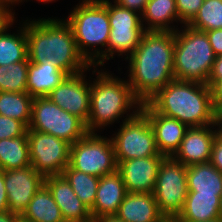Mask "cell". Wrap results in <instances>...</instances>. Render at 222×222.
Masks as SVG:
<instances>
[{"label":"cell","mask_w":222,"mask_h":222,"mask_svg":"<svg viewBox=\"0 0 222 222\" xmlns=\"http://www.w3.org/2000/svg\"><path fill=\"white\" fill-rule=\"evenodd\" d=\"M175 31H144L139 45L125 60L129 62L127 82L143 104L174 78Z\"/></svg>","instance_id":"1"},{"label":"cell","mask_w":222,"mask_h":222,"mask_svg":"<svg viewBox=\"0 0 222 222\" xmlns=\"http://www.w3.org/2000/svg\"><path fill=\"white\" fill-rule=\"evenodd\" d=\"M30 20L25 21L30 62L54 64L68 75L93 68L79 53L72 29L65 20L56 18Z\"/></svg>","instance_id":"2"},{"label":"cell","mask_w":222,"mask_h":222,"mask_svg":"<svg viewBox=\"0 0 222 222\" xmlns=\"http://www.w3.org/2000/svg\"><path fill=\"white\" fill-rule=\"evenodd\" d=\"M146 103L155 112L188 127L216 124V110L207 84L173 79Z\"/></svg>","instance_id":"3"},{"label":"cell","mask_w":222,"mask_h":222,"mask_svg":"<svg viewBox=\"0 0 222 222\" xmlns=\"http://www.w3.org/2000/svg\"><path fill=\"white\" fill-rule=\"evenodd\" d=\"M93 67L92 74L97 77L91 83L90 115L86 124L88 133H97L99 129L112 125L122 116V121L131 119L141 110L142 105L134 96L127 80L112 76L114 74L105 70H98L96 66Z\"/></svg>","instance_id":"4"},{"label":"cell","mask_w":222,"mask_h":222,"mask_svg":"<svg viewBox=\"0 0 222 222\" xmlns=\"http://www.w3.org/2000/svg\"><path fill=\"white\" fill-rule=\"evenodd\" d=\"M79 3L65 21L72 29L79 53L90 65L101 67L107 60L110 36L108 0H81Z\"/></svg>","instance_id":"5"},{"label":"cell","mask_w":222,"mask_h":222,"mask_svg":"<svg viewBox=\"0 0 222 222\" xmlns=\"http://www.w3.org/2000/svg\"><path fill=\"white\" fill-rule=\"evenodd\" d=\"M182 27L175 31L174 78L207 84L216 56L206 32L188 25Z\"/></svg>","instance_id":"6"},{"label":"cell","mask_w":222,"mask_h":222,"mask_svg":"<svg viewBox=\"0 0 222 222\" xmlns=\"http://www.w3.org/2000/svg\"><path fill=\"white\" fill-rule=\"evenodd\" d=\"M28 128L56 136L70 144H74L88 133L86 124L80 118L61 109L48 97L33 99Z\"/></svg>","instance_id":"7"},{"label":"cell","mask_w":222,"mask_h":222,"mask_svg":"<svg viewBox=\"0 0 222 222\" xmlns=\"http://www.w3.org/2000/svg\"><path fill=\"white\" fill-rule=\"evenodd\" d=\"M69 166L99 178L115 172L117 162L111 138L87 133L70 145Z\"/></svg>","instance_id":"8"},{"label":"cell","mask_w":222,"mask_h":222,"mask_svg":"<svg viewBox=\"0 0 222 222\" xmlns=\"http://www.w3.org/2000/svg\"><path fill=\"white\" fill-rule=\"evenodd\" d=\"M152 194L164 217H177L188 194L187 167L172 157H165L159 166Z\"/></svg>","instance_id":"9"},{"label":"cell","mask_w":222,"mask_h":222,"mask_svg":"<svg viewBox=\"0 0 222 222\" xmlns=\"http://www.w3.org/2000/svg\"><path fill=\"white\" fill-rule=\"evenodd\" d=\"M111 138L116 162L133 158L163 156L159 153L148 118L139 111L129 120L122 121Z\"/></svg>","instance_id":"10"},{"label":"cell","mask_w":222,"mask_h":222,"mask_svg":"<svg viewBox=\"0 0 222 222\" xmlns=\"http://www.w3.org/2000/svg\"><path fill=\"white\" fill-rule=\"evenodd\" d=\"M27 134L31 166L44 177L62 175L69 165L71 144L29 128Z\"/></svg>","instance_id":"11"},{"label":"cell","mask_w":222,"mask_h":222,"mask_svg":"<svg viewBox=\"0 0 222 222\" xmlns=\"http://www.w3.org/2000/svg\"><path fill=\"white\" fill-rule=\"evenodd\" d=\"M8 212L22 217L36 192L45 185V177L32 166L4 171Z\"/></svg>","instance_id":"12"},{"label":"cell","mask_w":222,"mask_h":222,"mask_svg":"<svg viewBox=\"0 0 222 222\" xmlns=\"http://www.w3.org/2000/svg\"><path fill=\"white\" fill-rule=\"evenodd\" d=\"M85 72L68 75L47 97L61 109L87 124L90 115L91 83L86 81Z\"/></svg>","instance_id":"13"},{"label":"cell","mask_w":222,"mask_h":222,"mask_svg":"<svg viewBox=\"0 0 222 222\" xmlns=\"http://www.w3.org/2000/svg\"><path fill=\"white\" fill-rule=\"evenodd\" d=\"M165 156L133 158L117 162L127 193H153L158 169Z\"/></svg>","instance_id":"14"},{"label":"cell","mask_w":222,"mask_h":222,"mask_svg":"<svg viewBox=\"0 0 222 222\" xmlns=\"http://www.w3.org/2000/svg\"><path fill=\"white\" fill-rule=\"evenodd\" d=\"M216 127L217 124L189 127L172 158L186 167L210 162L213 143L220 133Z\"/></svg>","instance_id":"15"},{"label":"cell","mask_w":222,"mask_h":222,"mask_svg":"<svg viewBox=\"0 0 222 222\" xmlns=\"http://www.w3.org/2000/svg\"><path fill=\"white\" fill-rule=\"evenodd\" d=\"M140 111L152 126L159 153L165 157H172L189 127L175 118L155 112L147 103L141 105Z\"/></svg>","instance_id":"16"},{"label":"cell","mask_w":222,"mask_h":222,"mask_svg":"<svg viewBox=\"0 0 222 222\" xmlns=\"http://www.w3.org/2000/svg\"><path fill=\"white\" fill-rule=\"evenodd\" d=\"M45 185L52 193L65 222H93L90 209L76 196L63 175L45 177Z\"/></svg>","instance_id":"17"},{"label":"cell","mask_w":222,"mask_h":222,"mask_svg":"<svg viewBox=\"0 0 222 222\" xmlns=\"http://www.w3.org/2000/svg\"><path fill=\"white\" fill-rule=\"evenodd\" d=\"M126 194L125 184L117 170L100 177L94 205L90 209L92 219L116 215Z\"/></svg>","instance_id":"18"},{"label":"cell","mask_w":222,"mask_h":222,"mask_svg":"<svg viewBox=\"0 0 222 222\" xmlns=\"http://www.w3.org/2000/svg\"><path fill=\"white\" fill-rule=\"evenodd\" d=\"M115 216L123 222H161L164 218L152 193H127Z\"/></svg>","instance_id":"19"},{"label":"cell","mask_w":222,"mask_h":222,"mask_svg":"<svg viewBox=\"0 0 222 222\" xmlns=\"http://www.w3.org/2000/svg\"><path fill=\"white\" fill-rule=\"evenodd\" d=\"M68 74L50 63L29 62L27 92L33 97H47Z\"/></svg>","instance_id":"20"},{"label":"cell","mask_w":222,"mask_h":222,"mask_svg":"<svg viewBox=\"0 0 222 222\" xmlns=\"http://www.w3.org/2000/svg\"><path fill=\"white\" fill-rule=\"evenodd\" d=\"M141 19L145 31H176L178 28L172 24L179 22L176 0H149Z\"/></svg>","instance_id":"21"},{"label":"cell","mask_w":222,"mask_h":222,"mask_svg":"<svg viewBox=\"0 0 222 222\" xmlns=\"http://www.w3.org/2000/svg\"><path fill=\"white\" fill-rule=\"evenodd\" d=\"M221 195L188 192L184 207L177 217L181 221H208L220 218Z\"/></svg>","instance_id":"22"},{"label":"cell","mask_w":222,"mask_h":222,"mask_svg":"<svg viewBox=\"0 0 222 222\" xmlns=\"http://www.w3.org/2000/svg\"><path fill=\"white\" fill-rule=\"evenodd\" d=\"M188 192L222 194V173L210 162L187 167Z\"/></svg>","instance_id":"23"},{"label":"cell","mask_w":222,"mask_h":222,"mask_svg":"<svg viewBox=\"0 0 222 222\" xmlns=\"http://www.w3.org/2000/svg\"><path fill=\"white\" fill-rule=\"evenodd\" d=\"M22 217L32 222H65L46 185L36 192Z\"/></svg>","instance_id":"24"},{"label":"cell","mask_w":222,"mask_h":222,"mask_svg":"<svg viewBox=\"0 0 222 222\" xmlns=\"http://www.w3.org/2000/svg\"><path fill=\"white\" fill-rule=\"evenodd\" d=\"M15 18L0 31V66L24 61L28 57L25 22L16 34L8 33Z\"/></svg>","instance_id":"25"},{"label":"cell","mask_w":222,"mask_h":222,"mask_svg":"<svg viewBox=\"0 0 222 222\" xmlns=\"http://www.w3.org/2000/svg\"><path fill=\"white\" fill-rule=\"evenodd\" d=\"M31 166L27 132L16 138L0 140V170Z\"/></svg>","instance_id":"26"},{"label":"cell","mask_w":222,"mask_h":222,"mask_svg":"<svg viewBox=\"0 0 222 222\" xmlns=\"http://www.w3.org/2000/svg\"><path fill=\"white\" fill-rule=\"evenodd\" d=\"M144 28H110V36L107 44V60L115 56H126L127 59L139 45Z\"/></svg>","instance_id":"27"},{"label":"cell","mask_w":222,"mask_h":222,"mask_svg":"<svg viewBox=\"0 0 222 222\" xmlns=\"http://www.w3.org/2000/svg\"><path fill=\"white\" fill-rule=\"evenodd\" d=\"M33 99L28 92H0V115L17 119L29 127Z\"/></svg>","instance_id":"28"},{"label":"cell","mask_w":222,"mask_h":222,"mask_svg":"<svg viewBox=\"0 0 222 222\" xmlns=\"http://www.w3.org/2000/svg\"><path fill=\"white\" fill-rule=\"evenodd\" d=\"M70 183L76 196L91 209L94 205L100 178L75 169L69 165L62 174Z\"/></svg>","instance_id":"29"},{"label":"cell","mask_w":222,"mask_h":222,"mask_svg":"<svg viewBox=\"0 0 222 222\" xmlns=\"http://www.w3.org/2000/svg\"><path fill=\"white\" fill-rule=\"evenodd\" d=\"M28 57L21 62L0 66V92H27Z\"/></svg>","instance_id":"30"},{"label":"cell","mask_w":222,"mask_h":222,"mask_svg":"<svg viewBox=\"0 0 222 222\" xmlns=\"http://www.w3.org/2000/svg\"><path fill=\"white\" fill-rule=\"evenodd\" d=\"M187 25L204 32L222 29V0H204L195 17Z\"/></svg>","instance_id":"31"},{"label":"cell","mask_w":222,"mask_h":222,"mask_svg":"<svg viewBox=\"0 0 222 222\" xmlns=\"http://www.w3.org/2000/svg\"><path fill=\"white\" fill-rule=\"evenodd\" d=\"M108 0L110 28H143L141 15Z\"/></svg>","instance_id":"32"},{"label":"cell","mask_w":222,"mask_h":222,"mask_svg":"<svg viewBox=\"0 0 222 222\" xmlns=\"http://www.w3.org/2000/svg\"><path fill=\"white\" fill-rule=\"evenodd\" d=\"M28 127L21 121L0 115V140L19 137Z\"/></svg>","instance_id":"33"},{"label":"cell","mask_w":222,"mask_h":222,"mask_svg":"<svg viewBox=\"0 0 222 222\" xmlns=\"http://www.w3.org/2000/svg\"><path fill=\"white\" fill-rule=\"evenodd\" d=\"M204 0H176L180 24L187 25L197 14Z\"/></svg>","instance_id":"34"},{"label":"cell","mask_w":222,"mask_h":222,"mask_svg":"<svg viewBox=\"0 0 222 222\" xmlns=\"http://www.w3.org/2000/svg\"><path fill=\"white\" fill-rule=\"evenodd\" d=\"M210 163L222 173V133L216 136L213 143Z\"/></svg>","instance_id":"35"},{"label":"cell","mask_w":222,"mask_h":222,"mask_svg":"<svg viewBox=\"0 0 222 222\" xmlns=\"http://www.w3.org/2000/svg\"><path fill=\"white\" fill-rule=\"evenodd\" d=\"M215 56L222 55V29L206 31Z\"/></svg>","instance_id":"36"},{"label":"cell","mask_w":222,"mask_h":222,"mask_svg":"<svg viewBox=\"0 0 222 222\" xmlns=\"http://www.w3.org/2000/svg\"><path fill=\"white\" fill-rule=\"evenodd\" d=\"M222 79V55L216 56L207 85L211 88L218 80Z\"/></svg>","instance_id":"37"},{"label":"cell","mask_w":222,"mask_h":222,"mask_svg":"<svg viewBox=\"0 0 222 222\" xmlns=\"http://www.w3.org/2000/svg\"><path fill=\"white\" fill-rule=\"evenodd\" d=\"M148 1L149 0H114L117 5L135 11L140 15L143 13Z\"/></svg>","instance_id":"38"},{"label":"cell","mask_w":222,"mask_h":222,"mask_svg":"<svg viewBox=\"0 0 222 222\" xmlns=\"http://www.w3.org/2000/svg\"><path fill=\"white\" fill-rule=\"evenodd\" d=\"M12 4H0V31L7 26L13 19L15 12H13V7L10 8Z\"/></svg>","instance_id":"39"},{"label":"cell","mask_w":222,"mask_h":222,"mask_svg":"<svg viewBox=\"0 0 222 222\" xmlns=\"http://www.w3.org/2000/svg\"><path fill=\"white\" fill-rule=\"evenodd\" d=\"M210 89L213 105L217 113L222 108V79L218 80Z\"/></svg>","instance_id":"40"},{"label":"cell","mask_w":222,"mask_h":222,"mask_svg":"<svg viewBox=\"0 0 222 222\" xmlns=\"http://www.w3.org/2000/svg\"><path fill=\"white\" fill-rule=\"evenodd\" d=\"M8 212V197L4 182V171L0 170V213Z\"/></svg>","instance_id":"41"},{"label":"cell","mask_w":222,"mask_h":222,"mask_svg":"<svg viewBox=\"0 0 222 222\" xmlns=\"http://www.w3.org/2000/svg\"><path fill=\"white\" fill-rule=\"evenodd\" d=\"M18 216L10 212L0 213V222H17Z\"/></svg>","instance_id":"42"},{"label":"cell","mask_w":222,"mask_h":222,"mask_svg":"<svg viewBox=\"0 0 222 222\" xmlns=\"http://www.w3.org/2000/svg\"><path fill=\"white\" fill-rule=\"evenodd\" d=\"M93 222H123L121 219H119L117 216H102L100 218H96L93 220Z\"/></svg>","instance_id":"43"},{"label":"cell","mask_w":222,"mask_h":222,"mask_svg":"<svg viewBox=\"0 0 222 222\" xmlns=\"http://www.w3.org/2000/svg\"><path fill=\"white\" fill-rule=\"evenodd\" d=\"M216 124L220 133H222V108L216 113Z\"/></svg>","instance_id":"44"},{"label":"cell","mask_w":222,"mask_h":222,"mask_svg":"<svg viewBox=\"0 0 222 222\" xmlns=\"http://www.w3.org/2000/svg\"><path fill=\"white\" fill-rule=\"evenodd\" d=\"M161 222H183L178 217H164Z\"/></svg>","instance_id":"45"},{"label":"cell","mask_w":222,"mask_h":222,"mask_svg":"<svg viewBox=\"0 0 222 222\" xmlns=\"http://www.w3.org/2000/svg\"><path fill=\"white\" fill-rule=\"evenodd\" d=\"M183 222H222V218L212 219L208 221H183Z\"/></svg>","instance_id":"46"},{"label":"cell","mask_w":222,"mask_h":222,"mask_svg":"<svg viewBox=\"0 0 222 222\" xmlns=\"http://www.w3.org/2000/svg\"><path fill=\"white\" fill-rule=\"evenodd\" d=\"M22 1L25 2V0H20L17 4L22 3ZM26 1H27V0H26ZM36 1H38V2L40 1V2H43V3H45V2H46V3H47V2L49 3V2H53V1H55V0H36Z\"/></svg>","instance_id":"47"},{"label":"cell","mask_w":222,"mask_h":222,"mask_svg":"<svg viewBox=\"0 0 222 222\" xmlns=\"http://www.w3.org/2000/svg\"><path fill=\"white\" fill-rule=\"evenodd\" d=\"M17 222H32V221H28V220L24 219L23 217H18Z\"/></svg>","instance_id":"48"},{"label":"cell","mask_w":222,"mask_h":222,"mask_svg":"<svg viewBox=\"0 0 222 222\" xmlns=\"http://www.w3.org/2000/svg\"><path fill=\"white\" fill-rule=\"evenodd\" d=\"M220 216L222 218V195H221V199H220Z\"/></svg>","instance_id":"49"},{"label":"cell","mask_w":222,"mask_h":222,"mask_svg":"<svg viewBox=\"0 0 222 222\" xmlns=\"http://www.w3.org/2000/svg\"><path fill=\"white\" fill-rule=\"evenodd\" d=\"M0 4H11L8 0H0Z\"/></svg>","instance_id":"50"},{"label":"cell","mask_w":222,"mask_h":222,"mask_svg":"<svg viewBox=\"0 0 222 222\" xmlns=\"http://www.w3.org/2000/svg\"><path fill=\"white\" fill-rule=\"evenodd\" d=\"M12 5L17 4L20 0H8Z\"/></svg>","instance_id":"51"}]
</instances>
